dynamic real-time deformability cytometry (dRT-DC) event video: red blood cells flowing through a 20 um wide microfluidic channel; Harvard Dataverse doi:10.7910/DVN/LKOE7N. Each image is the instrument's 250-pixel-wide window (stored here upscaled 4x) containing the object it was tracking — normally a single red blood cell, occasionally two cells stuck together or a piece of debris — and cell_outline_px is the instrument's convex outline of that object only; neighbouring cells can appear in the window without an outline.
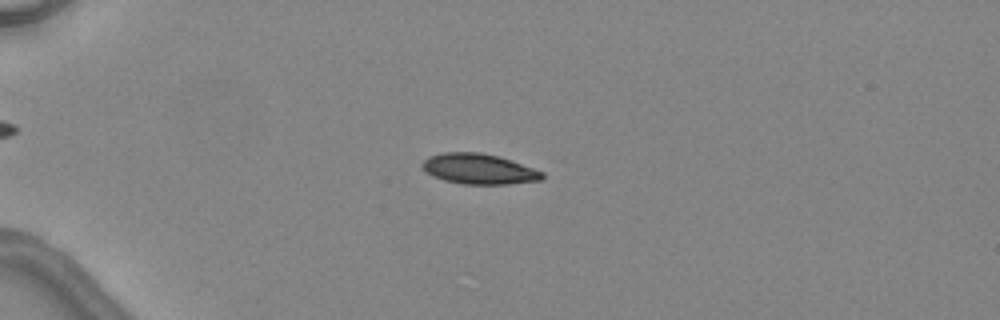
{"species": "common noctule bat (a hibernating species)", "species_latin": "Nyctalus noctula", "temperature_condition": "warm", "stored_images_in_passage": 5, "camera_frame_rate_fps": 3000, "um_per_image_px": 0.085, "animal": {"sex": "female", "body_mass_g": 24.6, "forearm_length_mm": 56.2}, "frame": {"image": 1, "passage_image": 3, "time_ms": 2.0, "image_size_px": [1000, 320], "cell_outline_px": [[544, 176], [540, 180], [508, 184], [464, 184], [444, 180], [428, 172], [420, 164], [428, 156], [444, 152], [480, 152], [512, 160], [544, 172]], "centroid_in_image_um": [40.72, 14.35], "position_along_channel_um": 44.3, "area_um2": 21.04}}